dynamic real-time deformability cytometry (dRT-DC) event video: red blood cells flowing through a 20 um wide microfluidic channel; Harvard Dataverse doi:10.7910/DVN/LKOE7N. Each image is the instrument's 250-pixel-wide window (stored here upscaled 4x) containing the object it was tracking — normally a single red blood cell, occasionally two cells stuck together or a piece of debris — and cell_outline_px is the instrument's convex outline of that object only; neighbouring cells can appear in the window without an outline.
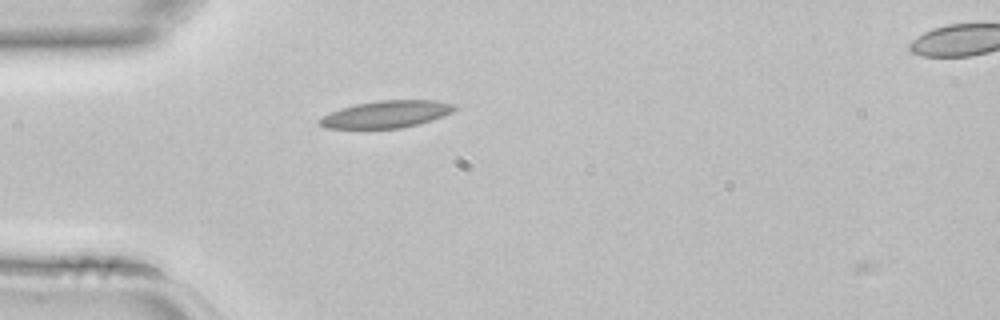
{"species": "common noctule bat (a hibernating species)", "species_latin": "Nyctalus noctula", "temperature_condition": "room temperature", "stored_images_in_passage": 3, "camera_frame_rate_fps": 3000, "um_per_image_px": 0.085, "animal": {"sex": "female", "body_mass_g": 22.7, "forearm_length_mm": 54.2}, "frame": {"image": 1, "passage_image": 3, "time_ms": 0.667, "image_size_px": [1000, 320], "cell_outline_px": [[456, 108], [452, 112], [444, 116], [432, 120], [400, 128], [324, 128], [316, 120], [340, 108], [356, 104], [376, 100], [436, 100], [456, 104]], "centroid_in_image_um": [32.86, 9.7], "position_along_channel_um": 52.1, "area_um2": 21.27}}